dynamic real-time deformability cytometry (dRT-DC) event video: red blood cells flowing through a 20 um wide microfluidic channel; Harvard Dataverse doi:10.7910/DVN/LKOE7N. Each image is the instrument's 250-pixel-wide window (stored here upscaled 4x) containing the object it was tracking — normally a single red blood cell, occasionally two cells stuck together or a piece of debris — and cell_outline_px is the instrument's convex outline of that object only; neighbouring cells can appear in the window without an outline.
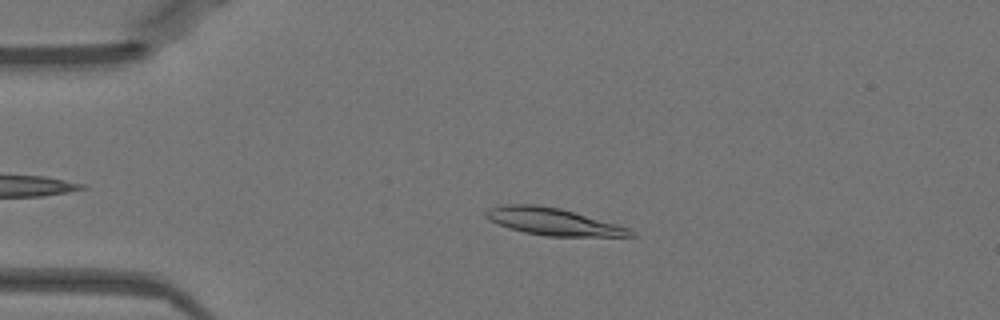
{"species": "Egyptian fruit bat (a non-hibernating species)", "species_latin": "Rousettus aegyptiacus", "temperature_condition": "warm", "stored_images_in_passage": 39, "camera_frame_rate_fps": 3000, "um_per_image_px": 0.085, "animal": {"sex": "female"}, "frame": {"image": 1, "passage_image": 11, "time_ms": 3.333, "image_size_px": [1000, 320], "cell_outline_px": [[636, 236], [548, 236], [524, 232], [508, 228], [488, 220], [484, 216], [484, 212], [488, 208], [504, 204], [536, 204], [560, 208], [616, 224], [628, 228], [636, 232]], "centroid_in_image_um": [46.96, 18.83], "position_along_channel_um": 38.0, "area_um2": 22.83}}
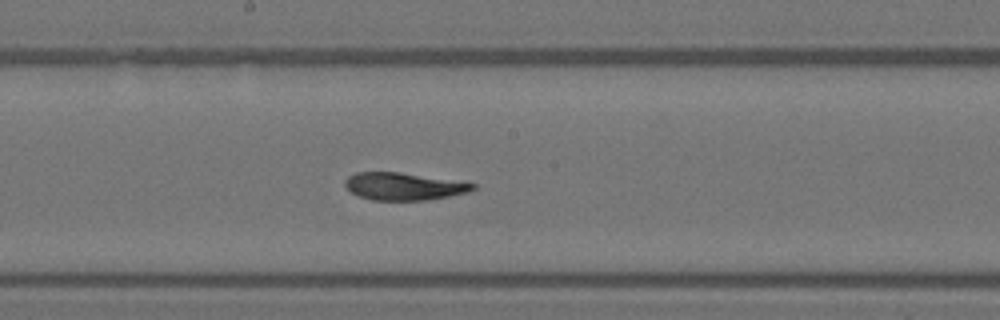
{"frame": {"image": 2, "passage_image": 27, "time_ms": 8.667, "image_size_px": [1000, 320], "cell_outline_px": [[476, 188], [468, 192], [448, 196], [424, 200], [372, 200], [360, 196], [352, 192], [344, 184], [344, 180], [348, 176], [356, 172], [400, 172], [476, 184]], "centroid_in_image_um": [34.28, 15.84], "position_along_channel_um": 213.9, "area_um2": 20.11}}
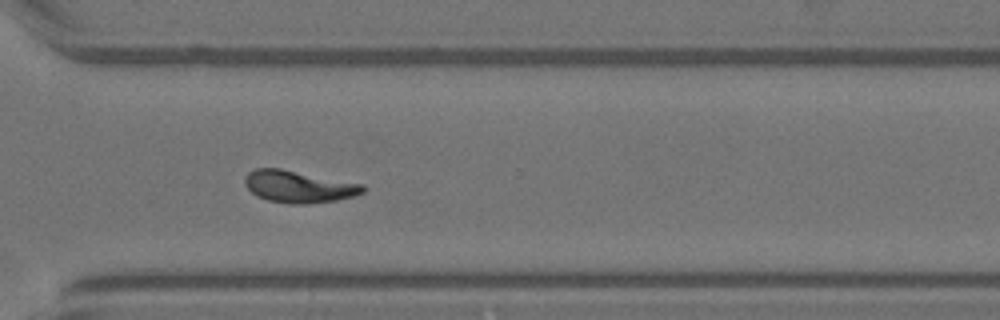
{"frame": {"image": 3, "passage_image": 37, "time_ms": 12.0, "image_size_px": [1000, 320], "cell_outline_px": [[364, 192], [352, 196], [336, 200], [304, 204], [288, 204], [268, 200], [256, 196], [244, 184], [244, 176], [248, 172], [256, 168], [280, 168], [364, 184]], "centroid_in_image_um": [25.35, 15.85], "position_along_channel_um": 345.3, "area_um2": 22.02}}